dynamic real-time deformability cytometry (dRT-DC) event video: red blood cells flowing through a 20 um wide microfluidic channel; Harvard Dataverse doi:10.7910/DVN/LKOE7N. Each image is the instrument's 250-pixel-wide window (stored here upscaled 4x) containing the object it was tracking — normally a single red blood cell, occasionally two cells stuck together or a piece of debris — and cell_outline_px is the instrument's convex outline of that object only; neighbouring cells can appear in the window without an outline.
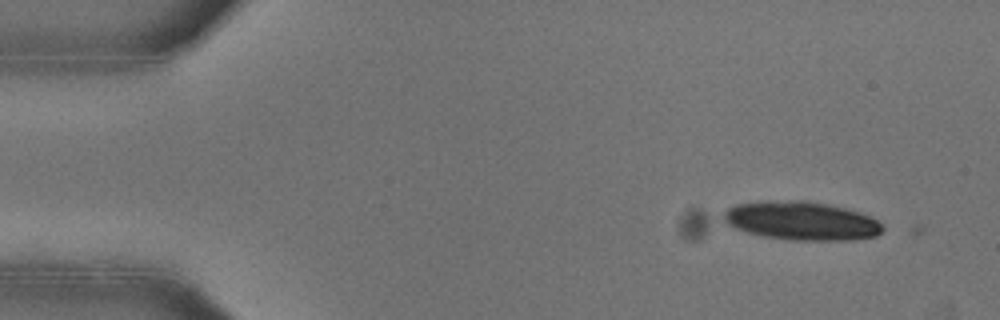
{"species": "common noctule bat (a hibernating species)", "species_latin": "Nyctalus noctula", "temperature_condition": "warm", "stored_images_in_passage": 2, "camera_frame_rate_fps": 3000, "um_per_image_px": 0.085, "animal": {"sex": "female"}, "frame": {"image": 1, "passage_image": 1, "time_ms": 0.0, "image_size_px": [1000, 320], "cell_outline_px": [[884, 228], [876, 236], [852, 240], [792, 240], [764, 236], [748, 232], [736, 228], [728, 224], [724, 220], [724, 212], [728, 208], [736, 204], [792, 200], [804, 200], [844, 208], [860, 212], [876, 220]], "centroid_in_image_um": [68.14, 18.78], "position_along_channel_um": 16.9, "area_um2": 35.14}}